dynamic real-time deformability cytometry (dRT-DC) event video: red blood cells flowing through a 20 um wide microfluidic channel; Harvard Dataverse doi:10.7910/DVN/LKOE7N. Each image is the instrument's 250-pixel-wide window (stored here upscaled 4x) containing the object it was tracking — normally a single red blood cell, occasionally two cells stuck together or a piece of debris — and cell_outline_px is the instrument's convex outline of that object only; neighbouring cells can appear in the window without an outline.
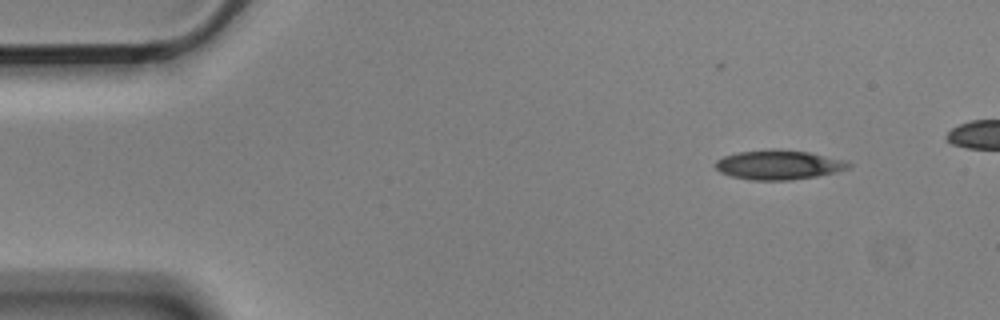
{"species": "Egyptian fruit bat (a non-hibernating species)", "species_latin": "Rousettus aegyptiacus", "temperature_condition": "cold", "stored_images_in_passage": 5, "segment_of_instrument_passage": [2, 2], "camera_frame_rate_fps": 3000, "um_per_image_px": 0.085, "animal": {"sex": "male"}, "frame": {"image": 1, "passage_image": 5, "time_ms": 1.333, "image_size_px": [1000, 320], "cell_outline_px": [[852, 168], [836, 172], [816, 176], [792, 180], [748, 180], [732, 176], [720, 172], [716, 168], [716, 160], [724, 156], [736, 152], [772, 148], [808, 152], [848, 160], [852, 164]], "centroid_in_image_um": [66.22, 14.0], "position_along_channel_um": 18.8, "area_um2": 23.18}}